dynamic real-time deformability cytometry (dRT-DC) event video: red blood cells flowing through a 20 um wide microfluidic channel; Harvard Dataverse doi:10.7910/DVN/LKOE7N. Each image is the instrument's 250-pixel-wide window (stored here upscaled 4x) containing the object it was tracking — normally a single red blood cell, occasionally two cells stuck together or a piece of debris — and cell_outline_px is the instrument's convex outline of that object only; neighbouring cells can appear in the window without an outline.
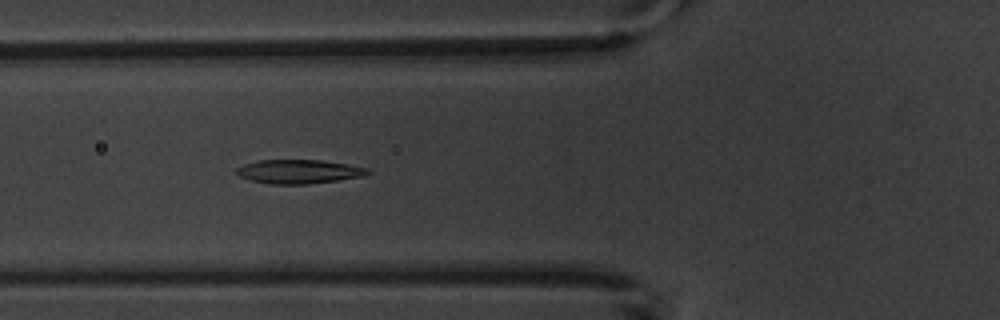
{"species": "common noctule bat (a hibernating species)", "species_latin": "Nyctalus noctula", "temperature_condition": "warm", "stored_images_in_passage": 8, "camera_frame_rate_fps": 3000, "um_per_image_px": 0.085, "animal": {"sex": "male", "body_mass_g": 20.1, "forearm_length_mm": 53.5}, "frame": {"image": 1, "passage_image": 6, "time_ms": 5.667, "image_size_px": [1000, 320], "cell_outline_px": [[372, 172], [364, 176], [308, 184], [272, 184], [252, 180], [240, 176], [236, 172], [236, 168], [244, 164], [260, 160], [320, 160], [348, 164], [368, 168]], "centroid_in_image_um": [25.43, 14.58], "position_along_channel_um": 100.4, "area_um2": 18.15}}
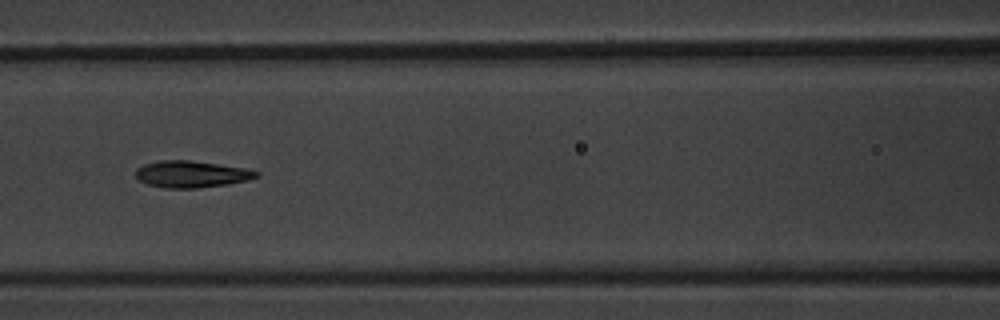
{"frame": {"image": 2, "passage_image": 7, "time_ms": 7.0, "image_size_px": [1000, 320], "cell_outline_px": [[260, 176], [228, 184], [200, 188], [164, 188], [148, 184], [140, 180], [136, 176], [136, 168], [144, 164], [160, 160], [188, 160], [248, 168], [260, 172]], "centroid_in_image_um": [16.28, 14.8], "position_along_channel_um": 150.3, "area_um2": 18.79}}
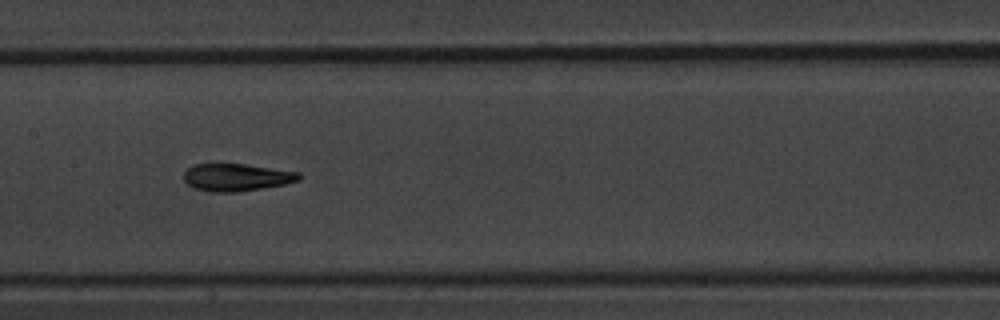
{"frame": {"image": 3, "passage_image": 8, "time_ms": 8.0, "image_size_px": [1000, 320], "cell_outline_px": [[304, 176], [300, 180], [284, 184], [236, 192], [208, 192], [192, 188], [184, 180], [184, 172], [192, 164], [244, 164], [300, 172]], "centroid_in_image_um": [20.1, 15.07], "position_along_channel_um": 187.3, "area_um2": 18.5}}